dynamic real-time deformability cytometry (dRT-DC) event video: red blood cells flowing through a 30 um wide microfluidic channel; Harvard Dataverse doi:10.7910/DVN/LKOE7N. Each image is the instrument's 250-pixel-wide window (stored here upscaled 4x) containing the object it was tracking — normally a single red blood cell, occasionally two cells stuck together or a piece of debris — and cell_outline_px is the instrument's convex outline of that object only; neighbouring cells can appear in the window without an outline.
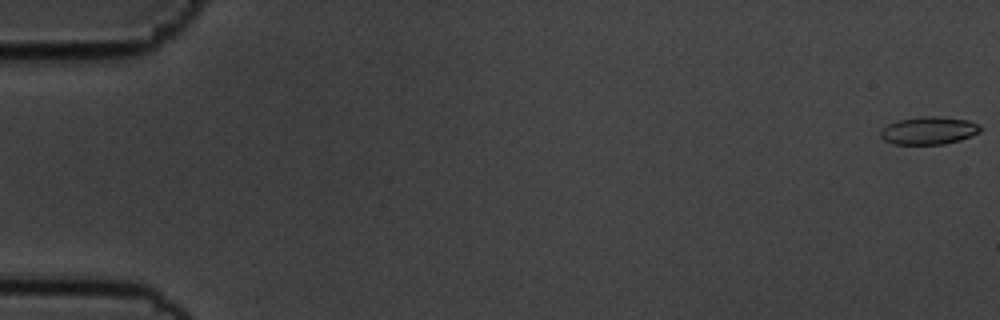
{"species": "common noctule bat (a hibernating species)", "species_latin": "Nyctalus noctula", "temperature_condition": "cold", "stored_images_in_passage": 57, "camera_frame_rate_fps": 3000, "um_per_image_px": 0.085, "animal": {"sex": "male", "body_mass_g": 19.5, "forearm_length_mm": 54.6}, "frame": {"image": 1, "passage_image": 1, "time_ms": 0.0, "image_size_px": [1000, 320], "cell_outline_px": [[984, 128], [980, 132], [972, 136], [960, 140], [944, 144], [892, 144], [884, 140], [880, 136], [880, 132], [888, 124], [900, 120], [920, 116], [936, 116], [968, 120], [980, 124]], "centroid_in_image_um": [79.0, 11.1], "position_along_channel_um": 6.0, "area_um2": 16.24}}
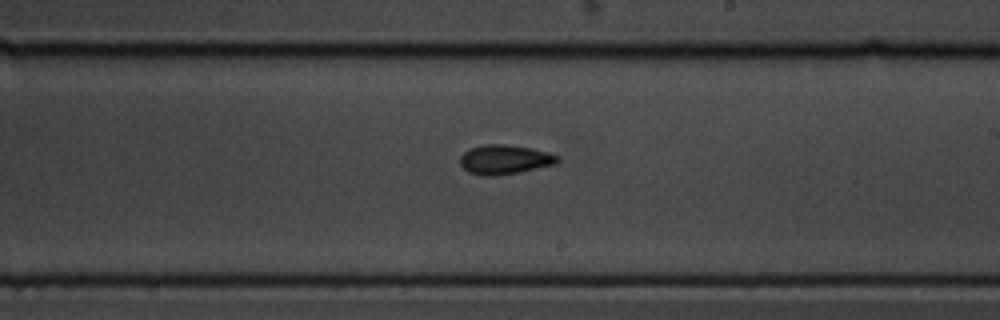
{"frame": {"image": 2, "passage_image": 34, "time_ms": 11.0, "image_size_px": [1000, 320], "cell_outline_px": [[560, 160], [556, 164], [520, 172], [496, 176], [484, 176], [468, 172], [460, 164], [460, 156], [464, 152], [472, 148], [484, 144], [504, 144], [532, 148], [548, 152], [556, 156]], "centroid_in_image_um": [42.89, 13.57], "position_along_channel_um": 246.1, "area_um2": 16.7}}
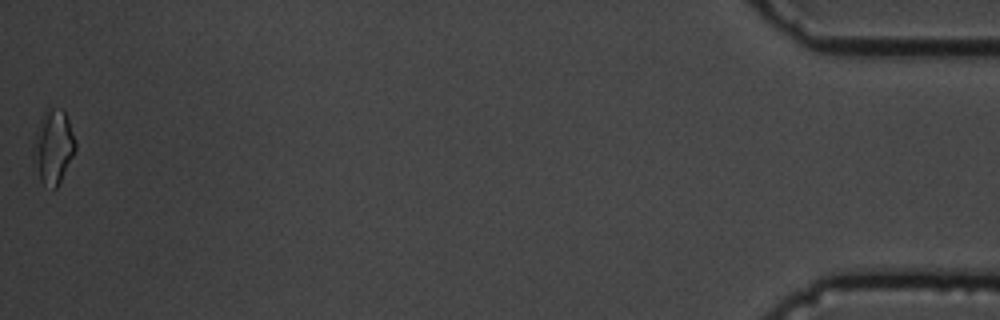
{"frame": {"image": 3, "passage_image": 57, "time_ms": 18.667, "image_size_px": [1000, 320], "cell_outline_px": [[76, 148], [56, 188], [52, 188], [40, 180], [32, 160], [32, 144], [36, 128], [44, 108], [60, 108], [64, 112], [68, 120], [76, 140]], "centroid_in_image_um": [4.48, 12.42], "position_along_channel_um": 430.7, "area_um2": 18.21}, "authors_computed_cell_mechanics": {"area_um2": 15.8372, "velocity_mm_per_s": 3.5984, "shape_relaxation_time_tau1_ms": 8.59, "shape_relaxation_time_tau2_ms": 5.4658, "deformation_change_tau1": 0.1362, "deformation_change_tau2": 0.1077}}